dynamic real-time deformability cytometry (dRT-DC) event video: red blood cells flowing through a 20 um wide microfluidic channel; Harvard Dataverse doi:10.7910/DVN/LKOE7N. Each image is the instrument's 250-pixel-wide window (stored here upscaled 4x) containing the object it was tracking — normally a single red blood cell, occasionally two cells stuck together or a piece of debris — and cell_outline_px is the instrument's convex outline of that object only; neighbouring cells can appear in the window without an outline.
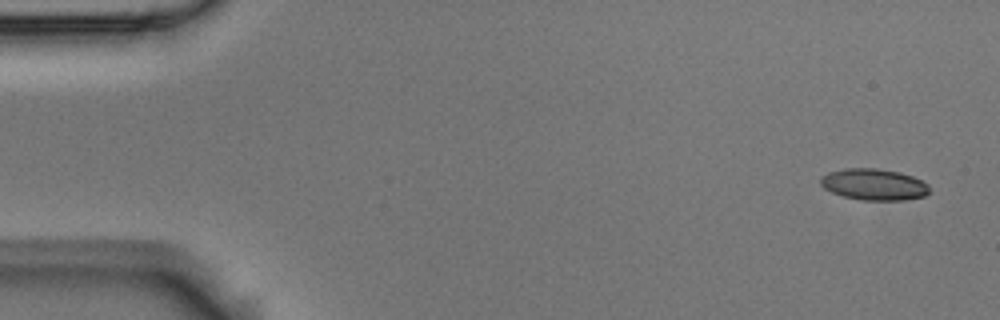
{"species": "Egyptian fruit bat (a non-hibernating species)", "species_latin": "Rousettus aegyptiacus", "temperature_condition": "room temperature", "stored_images_in_passage": 6, "camera_frame_rate_fps": 3000, "um_per_image_px": 0.085, "animal": {"sex": "male"}, "frame": {"image": 1, "passage_image": 1, "time_ms": 0.0, "image_size_px": [1000, 320], "cell_outline_px": [[932, 192], [924, 196], [904, 200], [860, 200], [844, 196], [832, 192], [824, 188], [820, 184], [820, 176], [828, 172], [844, 168], [876, 168], [900, 172], [912, 176], [928, 184]], "centroid_in_image_um": [74.29, 15.67], "position_along_channel_um": 10.7, "area_um2": 20.11}}
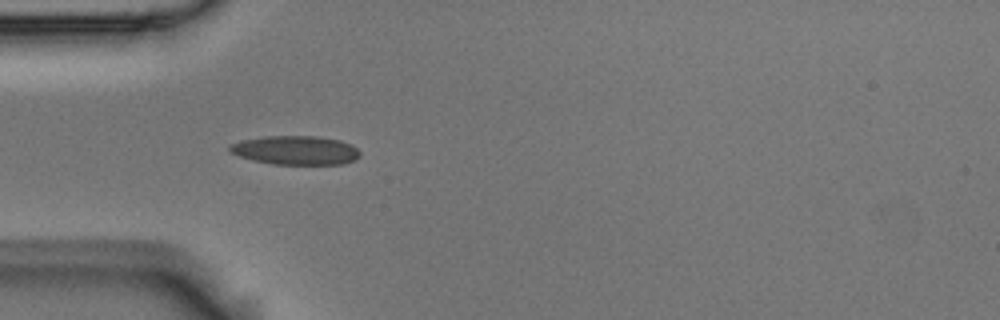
{"frame": {"image": 2, "passage_image": 5, "time_ms": 1.333, "image_size_px": [1000, 320], "cell_outline_px": [[360, 156], [356, 160], [344, 164], [272, 164], [252, 160], [228, 152], [228, 144], [240, 140], [264, 136], [316, 136], [340, 140], [352, 144], [360, 152]], "centroid_in_image_um": [25.11, 12.77], "position_along_channel_um": 59.9, "area_um2": 22.25}}
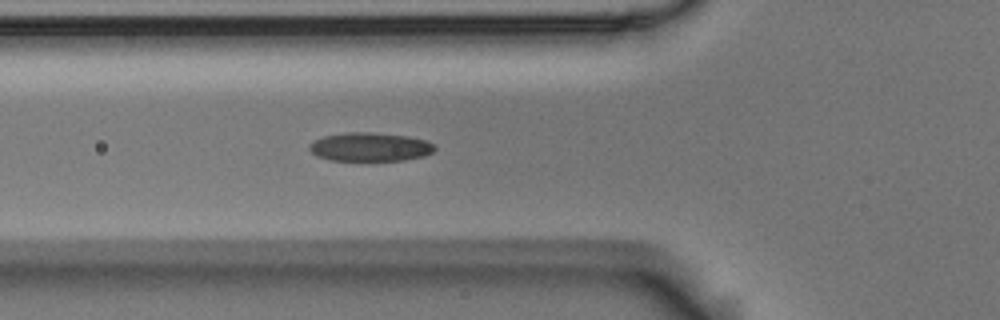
{"frame": {"image": 3, "passage_image": 6, "time_ms": 1.667, "image_size_px": [1000, 320], "cell_outline_px": [[436, 148], [432, 152], [424, 156], [404, 160], [328, 160], [316, 156], [308, 148], [308, 144], [312, 140], [324, 136], [344, 132], [372, 132], [408, 136], [428, 140], [436, 144]], "centroid_in_image_um": [31.45, 12.48], "position_along_channel_um": 94.4, "area_um2": 21.27}}